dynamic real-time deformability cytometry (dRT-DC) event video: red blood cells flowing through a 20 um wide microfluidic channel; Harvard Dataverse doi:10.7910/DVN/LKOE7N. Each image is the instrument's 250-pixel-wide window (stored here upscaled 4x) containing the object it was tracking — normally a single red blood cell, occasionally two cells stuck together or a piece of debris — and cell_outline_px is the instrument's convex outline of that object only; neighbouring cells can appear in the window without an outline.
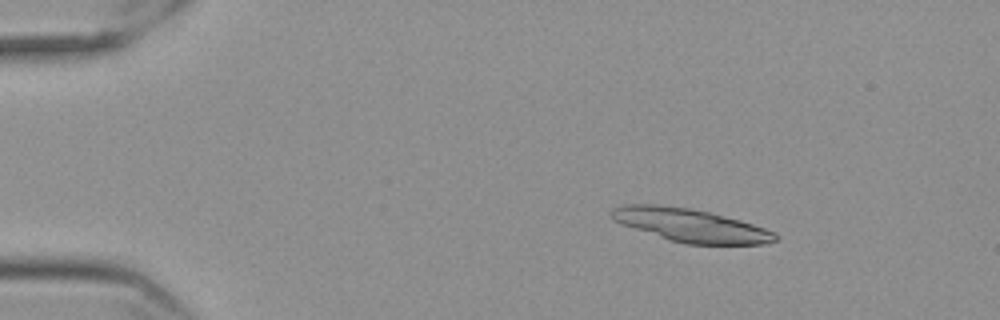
{"species": "Egyptian fruit bat (a non-hibernating species)", "species_latin": "Rousettus aegyptiacus", "temperature_condition": "cold", "stored_images_in_passage": 55, "segment_of_instrument_passage": [1, 2], "camera_frame_rate_fps": 3000, "um_per_image_px": 0.085, "frame": {"image": 1, "passage_image": 8, "time_ms": 2.333, "image_size_px": [1000, 320], "cell_outline_px": [[776, 240], [768, 244], [684, 244], [668, 240], [624, 224], [616, 220], [612, 216], [612, 208], [624, 204], [660, 204], [692, 208], [740, 220], [776, 232]], "centroid_in_image_um": [58.73, 19.14], "position_along_channel_um": 26.3, "area_um2": 31.39}}